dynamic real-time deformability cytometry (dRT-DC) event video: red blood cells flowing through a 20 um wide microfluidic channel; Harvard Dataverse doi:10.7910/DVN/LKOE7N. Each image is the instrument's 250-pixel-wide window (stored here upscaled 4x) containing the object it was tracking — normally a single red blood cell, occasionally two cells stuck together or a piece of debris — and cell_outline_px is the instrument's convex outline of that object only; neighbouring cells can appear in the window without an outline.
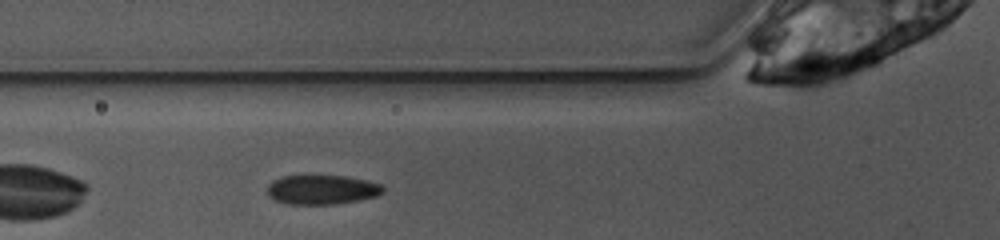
{"species": "common noctule bat (a hibernating species)", "species_latin": "Nyctalus noctula", "temperature_condition": "warm", "stored_images_in_passage": 24, "camera_frame_rate_fps": 3000, "um_per_image_px": 0.085, "animal": {"sex": "female", "body_mass_g": 10.0, "forearm_length_mm": 53.1}, "frame": {"image": 1, "passage_image": 3, "time_ms": 0.667, "image_size_px": [1000, 240], "cell_outline_px": [[384, 192], [376, 196], [360, 200], [336, 204], [288, 204], [276, 200], [268, 196], [268, 184], [272, 180], [284, 176], [348, 176], [368, 180], [380, 184], [384, 188]], "centroid_in_image_um": [27.38, 16.12], "position_along_channel_um": 98.4, "area_um2": 19.88}}
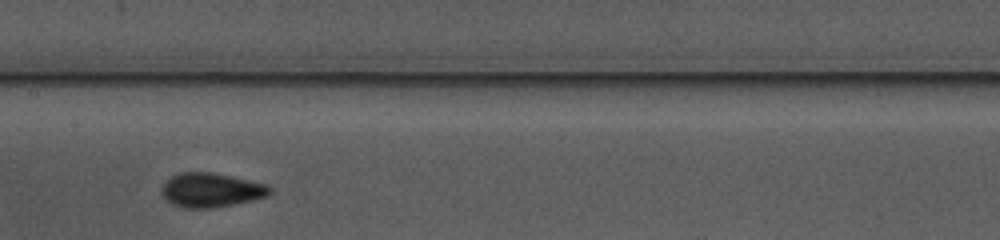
{"frame": {"image": 2, "passage_image": 10, "time_ms": 3.0, "image_size_px": [1000, 240], "cell_outline_px": [[272, 192], [268, 196], [252, 200], [212, 208], [184, 208], [172, 204], [164, 196], [164, 184], [172, 176], [180, 172], [212, 172], [268, 184], [272, 188]], "centroid_in_image_um": [18.0, 16.15], "position_along_channel_um": 189.4, "area_um2": 21.33}}
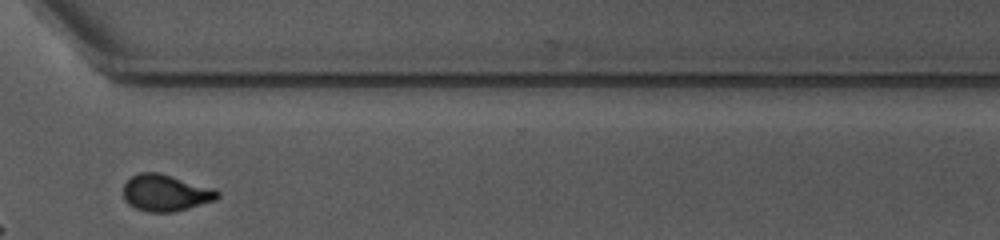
{"frame": {"image": 3, "passage_image": 23, "time_ms": 7.333, "image_size_px": [1000, 240], "cell_outline_px": [[220, 196], [216, 200], [188, 208], [172, 212], [148, 212], [136, 208], [128, 204], [124, 200], [124, 184], [132, 176], [140, 172], [160, 172], [212, 188], [220, 192]], "centroid_in_image_um": [14.07, 16.39], "position_along_channel_um": 356.5, "area_um2": 20.06}}